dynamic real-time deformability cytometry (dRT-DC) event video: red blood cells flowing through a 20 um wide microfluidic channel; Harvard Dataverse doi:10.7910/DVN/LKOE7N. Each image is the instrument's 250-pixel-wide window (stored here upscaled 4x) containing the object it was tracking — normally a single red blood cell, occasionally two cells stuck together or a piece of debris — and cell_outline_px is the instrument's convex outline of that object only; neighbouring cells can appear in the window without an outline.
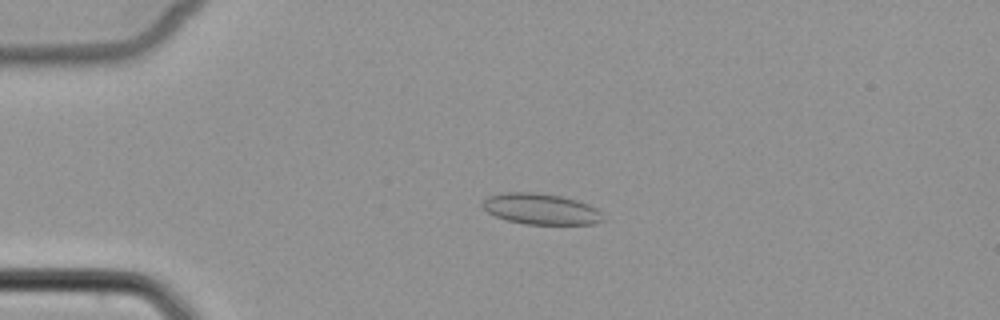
{"species": "common noctule bat (a hibernating species)", "species_latin": "Nyctalus noctula", "temperature_condition": "cold", "stored_images_in_passage": 54, "camera_frame_rate_fps": 3000, "um_per_image_px": 0.085, "animal": {"sex": "female", "body_mass_g": 22.7, "forearm_length_mm": 54.2}, "frame": {"image": 1, "passage_image": 14, "time_ms": 4.333, "image_size_px": [1000, 320], "cell_outline_px": [[604, 220], [592, 224], [524, 224], [508, 220], [496, 216], [488, 212], [480, 204], [488, 196], [504, 192], [536, 192], [560, 196], [576, 200], [588, 204], [596, 208], [600, 212]], "centroid_in_image_um": [45.95, 17.76], "position_along_channel_um": 39.0, "area_um2": 21.62}}
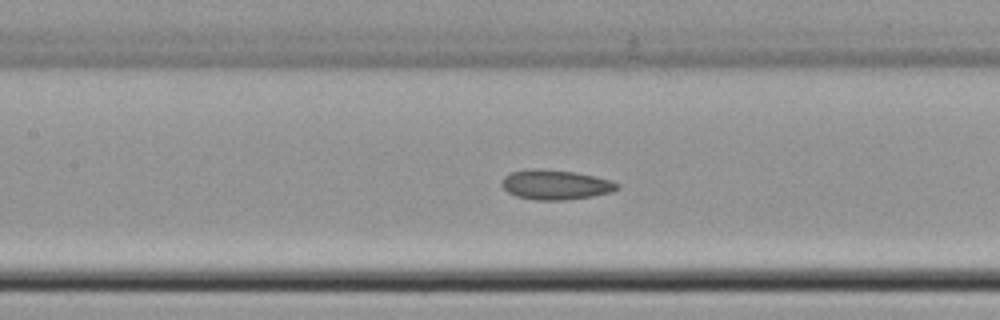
{"frame": {"image": 2, "passage_image": 26, "time_ms": 8.333, "image_size_px": [1000, 320], "cell_outline_px": [[620, 188], [612, 192], [592, 196], [564, 200], [536, 200], [516, 196], [508, 192], [500, 184], [500, 180], [504, 176], [512, 172], [528, 168], [540, 168], [576, 172], [612, 180], [620, 184]], "centroid_in_image_um": [47.21, 15.69], "position_along_channel_um": 160.2, "area_um2": 20.29}}
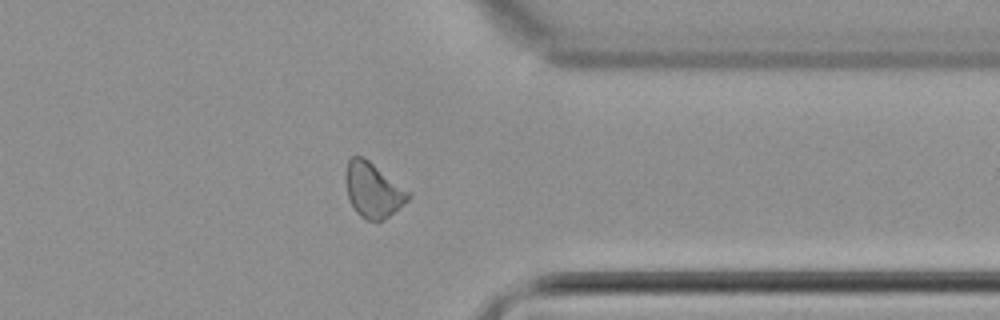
{"frame": {"image": 3, "passage_image": 43, "time_ms": 14.0, "image_size_px": [1000, 320], "cell_outline_px": [[412, 196], [408, 200], [384, 220], [368, 220], [360, 216], [352, 208], [348, 200], [344, 176], [344, 172], [348, 160], [352, 156], [364, 156], [412, 192]], "centroid_in_image_um": [31.7, 16.13], "position_along_channel_um": 379.7, "area_um2": 20.52}}